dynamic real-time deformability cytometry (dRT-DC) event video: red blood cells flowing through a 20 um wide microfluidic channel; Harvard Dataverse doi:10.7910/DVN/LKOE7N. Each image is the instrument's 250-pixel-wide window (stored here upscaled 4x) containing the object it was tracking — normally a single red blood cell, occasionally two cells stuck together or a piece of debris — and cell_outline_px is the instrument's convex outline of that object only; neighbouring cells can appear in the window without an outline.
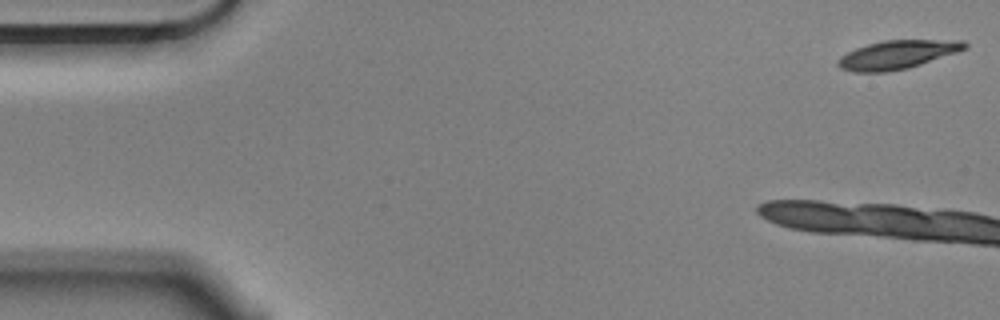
{"species": "Egyptian fruit bat (a non-hibernating species)", "species_latin": "Rousettus aegyptiacus", "temperature_condition": "cold", "stored_images_in_passage": 12, "camera_frame_rate_fps": 3000, "um_per_image_px": 0.085, "animal": {"sex": "male"}, "frame": {"image": 1, "passage_image": 1, "time_ms": 0.0, "image_size_px": [1000, 320], "cell_outline_px": [[968, 48], [908, 68], [888, 72], [852, 72], [840, 68], [836, 64], [836, 60], [840, 56], [856, 48], [868, 44], [884, 40], [964, 40], [968, 44]], "centroid_in_image_um": [76.24, 4.65], "position_along_channel_um": 8.8, "area_um2": 21.1}}